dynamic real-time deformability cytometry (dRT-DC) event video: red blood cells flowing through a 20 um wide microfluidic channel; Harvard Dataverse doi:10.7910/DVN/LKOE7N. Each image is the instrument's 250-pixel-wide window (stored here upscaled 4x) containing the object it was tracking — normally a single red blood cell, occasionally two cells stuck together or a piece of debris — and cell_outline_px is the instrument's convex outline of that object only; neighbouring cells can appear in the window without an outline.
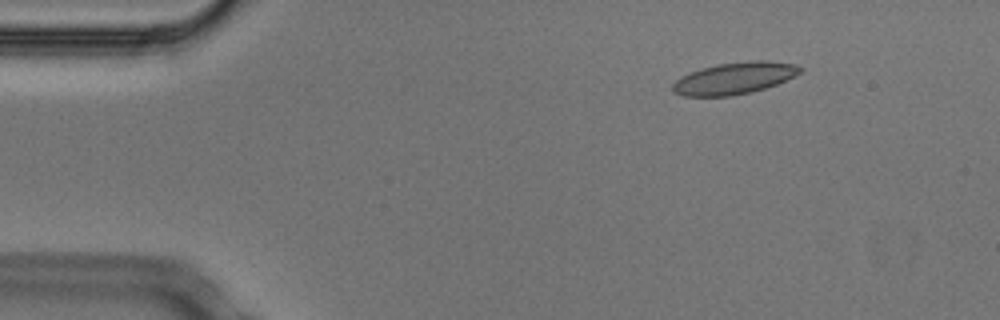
{"species": "Egyptian fruit bat (a non-hibernating species)", "species_latin": "Rousettus aegyptiacus", "temperature_condition": "cold", "stored_images_in_passage": 48, "camera_frame_rate_fps": 3000, "um_per_image_px": 0.085, "animal": {"sex": "male"}, "frame": {"image": 1, "passage_image": 2, "time_ms": 0.333, "image_size_px": [1000, 320], "cell_outline_px": [[804, 68], [800, 72], [776, 84], [752, 92], [728, 96], [684, 96], [672, 92], [672, 84], [680, 76], [688, 72], [716, 64], [748, 60], [768, 60], [796, 64]], "centroid_in_image_um": [62.38, 6.63], "position_along_channel_um": 22.6, "area_um2": 23.76}}
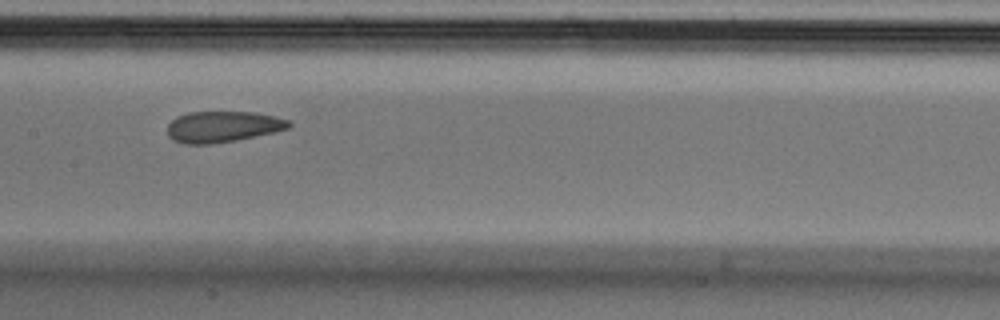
{"frame": {"image": 2, "passage_image": 21, "time_ms": 6.667, "image_size_px": [1000, 320], "cell_outline_px": [[292, 124], [288, 128], [272, 132], [236, 140], [208, 144], [184, 144], [172, 140], [168, 136], [168, 124], [176, 116], [188, 112], [256, 112], [276, 116], [288, 120]], "centroid_in_image_um": [18.9, 10.76], "position_along_channel_um": 188.5, "area_um2": 21.96}}
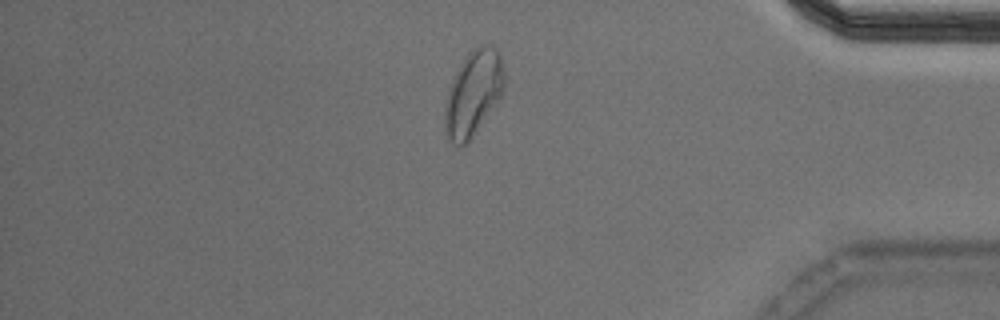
{"frame": {"image": 3, "passage_image": 40, "time_ms": 13.0, "image_size_px": [1000, 320], "cell_outline_px": [[504, 88], [500, 96], [468, 144], [452, 144], [444, 132], [444, 112], [448, 92], [452, 80], [456, 72], [468, 52], [480, 44], [492, 44], [500, 52], [504, 72]], "centroid_in_image_um": [40.23, 7.91], "position_along_channel_um": 395.0, "area_um2": 29.48}, "authors_computed_cell_mechanics": {"area_um2": 23.3801, "velocity_mm_per_s": 3.7337, "shape_relaxation_time_tau1_ms": 4.773, "shape_relaxation_time_tau2_ms": 1.7696, "deformation_change_tau1": 0.1133, "deformation_change_tau2": 0.0798}}